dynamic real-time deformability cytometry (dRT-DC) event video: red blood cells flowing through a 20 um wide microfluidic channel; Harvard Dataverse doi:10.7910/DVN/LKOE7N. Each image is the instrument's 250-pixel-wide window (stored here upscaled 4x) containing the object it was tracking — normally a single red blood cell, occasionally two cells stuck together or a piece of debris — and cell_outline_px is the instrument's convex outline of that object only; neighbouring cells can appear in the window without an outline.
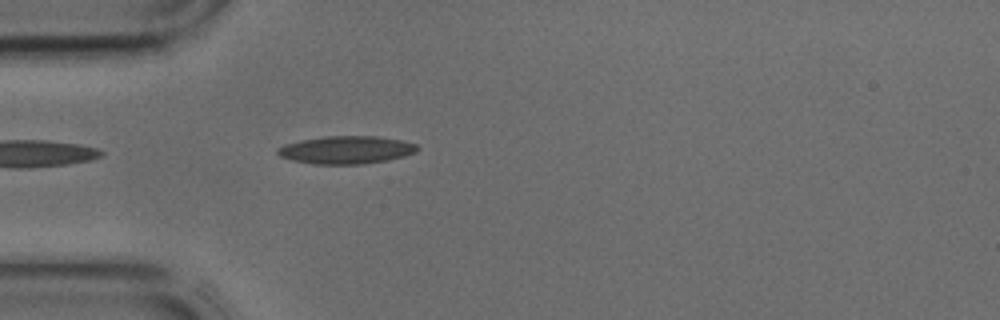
{"species": "common noctule bat (a hibernating species)", "species_latin": "Nyctalus noctula", "temperature_condition": "cold", "stored_images_in_passage": 17, "camera_frame_rate_fps": 3000, "um_per_image_px": 0.085, "animal": {"sex": "male", "body_mass_g": 17.9, "forearm_length_mm": 54.2}, "frame": {"image": 1, "passage_image": 1, "time_ms": 0.0, "image_size_px": [1000, 320], "cell_outline_px": [[420, 148], [416, 152], [404, 156], [388, 160], [364, 164], [312, 164], [292, 160], [280, 156], [276, 152], [276, 148], [284, 144], [324, 136], [376, 136], [400, 140], [416, 144]], "centroid_in_image_um": [29.43, 12.74], "position_along_channel_um": 55.6, "area_um2": 22.66}}